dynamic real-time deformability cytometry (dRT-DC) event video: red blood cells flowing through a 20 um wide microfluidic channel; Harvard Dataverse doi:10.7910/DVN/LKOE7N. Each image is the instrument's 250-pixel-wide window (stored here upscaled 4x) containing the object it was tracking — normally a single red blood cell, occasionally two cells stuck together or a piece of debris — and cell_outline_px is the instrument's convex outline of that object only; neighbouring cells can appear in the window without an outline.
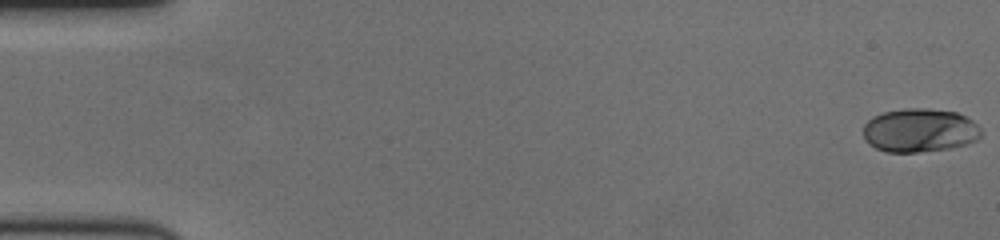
{"species": "human", "species_latin": "Homo sapiens", "temperature_condition": "cold", "stored_images_in_passage": 19, "camera_frame_rate_fps": 3000, "um_per_image_px": 0.085, "donor": {"sex": "female"}, "frame": {"image": 1, "passage_image": 1, "time_ms": 0.0, "image_size_px": [1000, 240], "cell_outline_px": [[980, 136], [976, 140], [964, 144], [948, 148], [916, 152], [884, 152], [876, 148], [864, 136], [864, 124], [872, 116], [884, 112], [904, 108], [928, 108], [956, 112], [972, 120], [980, 128]], "centroid_in_image_um": [78.16, 11.06], "position_along_channel_um": 6.8, "area_um2": 29.71}}
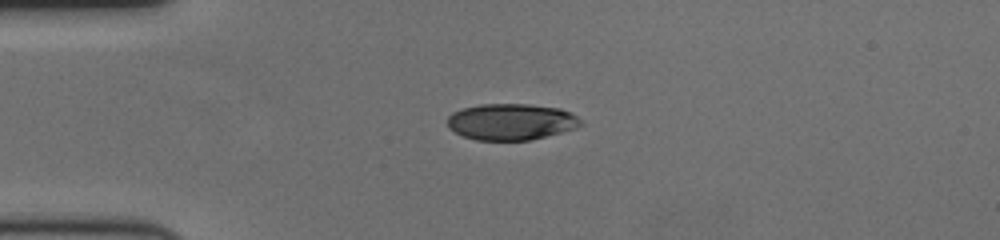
{"frame": {"image": 2, "passage_image": 16, "time_ms": 5.0, "image_size_px": [1000, 240], "cell_outline_px": [[584, 124], [576, 128], [532, 140], [476, 140], [464, 136], [448, 128], [448, 116], [452, 112], [464, 108], [480, 104], [528, 104], [560, 108], [572, 112]], "centroid_in_image_um": [43.47, 10.35], "position_along_channel_um": 41.5, "area_um2": 28.32}}